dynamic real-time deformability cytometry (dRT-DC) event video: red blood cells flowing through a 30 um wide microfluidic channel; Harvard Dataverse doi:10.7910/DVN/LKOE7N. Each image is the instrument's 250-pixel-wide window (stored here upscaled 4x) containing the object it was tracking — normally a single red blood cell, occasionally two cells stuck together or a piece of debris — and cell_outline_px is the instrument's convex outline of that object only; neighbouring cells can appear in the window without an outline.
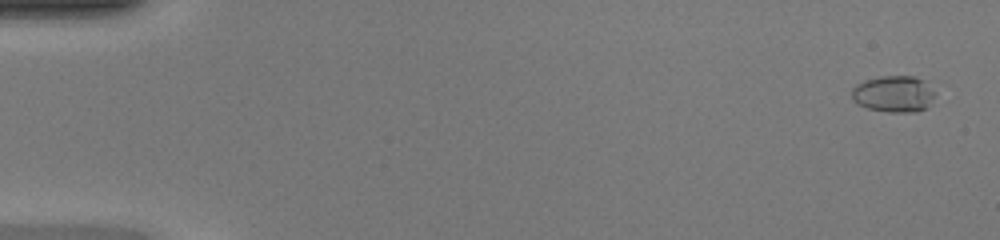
{"species": "common noctule bat (a hibernating species)", "species_latin": "Nyctalus noctula", "temperature_condition": "warm", "stored_images_in_passage": 49, "camera_frame_rate_fps": 3000, "um_per_image_px": 0.085, "animal": {"sex": "female", "body_mass_g": 20.0, "forearm_length_mm": 54.0}, "frame": {"image": 1, "passage_image": 2, "time_ms": 0.333, "image_size_px": [1000, 240], "cell_outline_px": [[936, 92], [924, 108], [916, 112], [888, 112], [868, 108], [856, 104], [852, 100], [852, 88], [856, 84], [864, 80], [880, 76], [912, 76], [924, 80]], "centroid_in_image_um": [75.92, 7.97], "position_along_channel_um": 9.1, "area_um2": 17.69}}
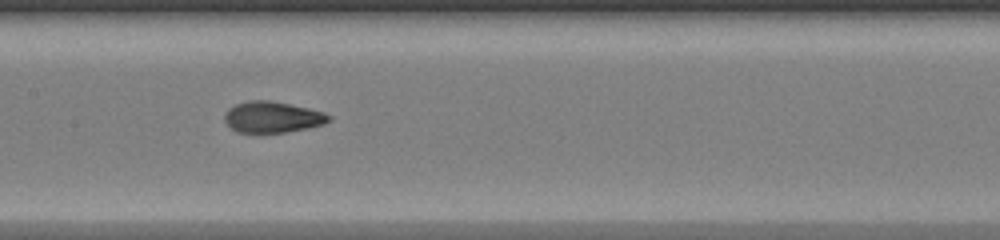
{"frame": {"image": 2, "passage_image": 25, "time_ms": 8.0, "image_size_px": [1000, 240], "cell_outline_px": [[332, 120], [324, 124], [308, 128], [288, 132], [236, 132], [224, 120], [224, 116], [228, 108], [236, 104], [248, 100], [272, 100], [308, 108], [324, 112], [332, 116]], "centroid_in_image_um": [23.18, 9.94], "position_along_channel_um": 184.2, "area_um2": 19.02}}
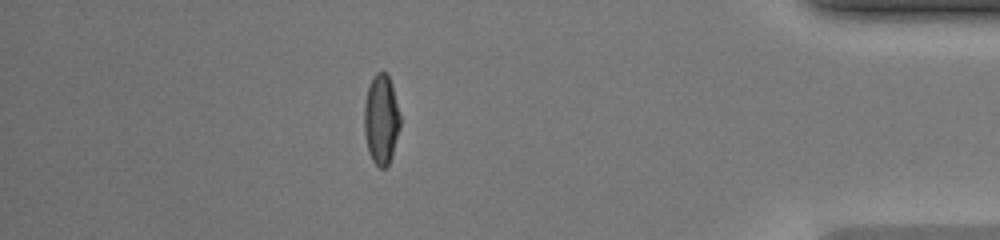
{"frame": {"image": 3, "passage_image": 43, "time_ms": 14.0, "image_size_px": [1000, 240], "cell_outline_px": [[400, 128], [392, 156], [388, 164], [384, 168], [380, 168], [372, 160], [368, 152], [364, 136], [364, 104], [368, 88], [376, 72], [384, 72], [388, 76], [392, 84], [400, 116]], "centroid_in_image_um": [32.39, 10.18], "position_along_channel_um": 402.8, "area_um2": 18.84}, "authors_computed_cell_mechanics": {"area_um2": 18.8428, "velocity_mm_per_s": 4.3, "shape_relaxation_time_tau1_ms": 7.0159, "shape_relaxation_time_tau2_ms": 0.9462, "deformation_change_tau1": 0.2844, "deformation_change_tau2": 0.0649}}